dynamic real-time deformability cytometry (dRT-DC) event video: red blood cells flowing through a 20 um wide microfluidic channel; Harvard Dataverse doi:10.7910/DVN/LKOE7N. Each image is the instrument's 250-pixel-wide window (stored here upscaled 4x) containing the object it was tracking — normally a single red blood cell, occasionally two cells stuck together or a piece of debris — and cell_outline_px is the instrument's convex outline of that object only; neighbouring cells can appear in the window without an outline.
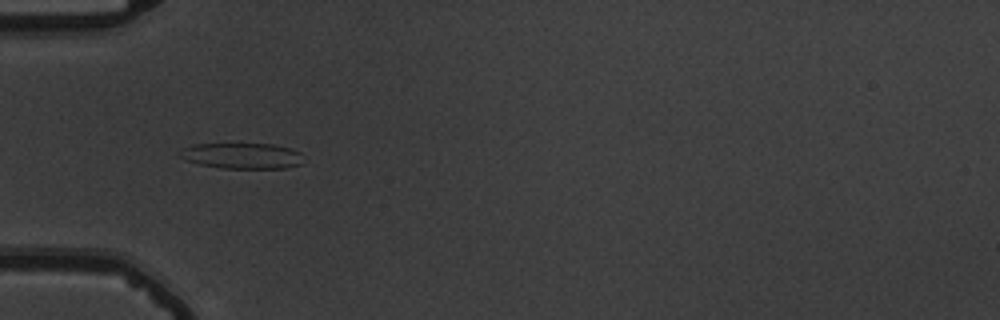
{"species": "common noctule bat (a hibernating species)", "species_latin": "Nyctalus noctula", "temperature_condition": "warm", "stored_images_in_passage": 38, "camera_frame_rate_fps": 3000, "um_per_image_px": 0.085, "animal": {"sex": "male", "body_mass_g": 19.5, "forearm_length_mm": 54.6}, "frame": {"image": 1, "passage_image": 2, "time_ms": 0.333, "image_size_px": [1000, 320], "cell_outline_px": [[304, 164], [284, 168], [220, 168], [200, 164], [184, 160], [176, 152], [192, 144], [272, 144], [288, 148], [300, 152]], "centroid_in_image_um": [20.55, 13.25], "position_along_channel_um": 64.5, "area_um2": 18.61}}
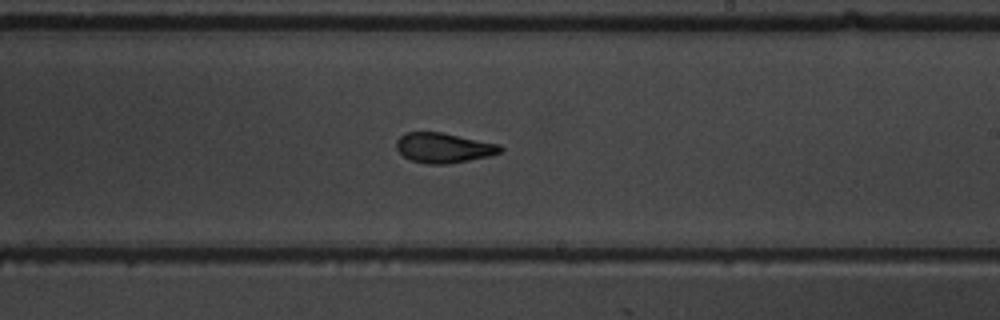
{"frame": {"image": 2, "passage_image": 17, "time_ms": 5.333, "image_size_px": [1000, 320], "cell_outline_px": [[504, 148], [500, 152], [488, 156], [448, 164], [428, 164], [412, 160], [404, 156], [396, 148], [396, 140], [404, 132], [440, 132], [500, 144]], "centroid_in_image_um": [37.69, 12.56], "position_along_channel_um": 251.3, "area_um2": 18.03}}
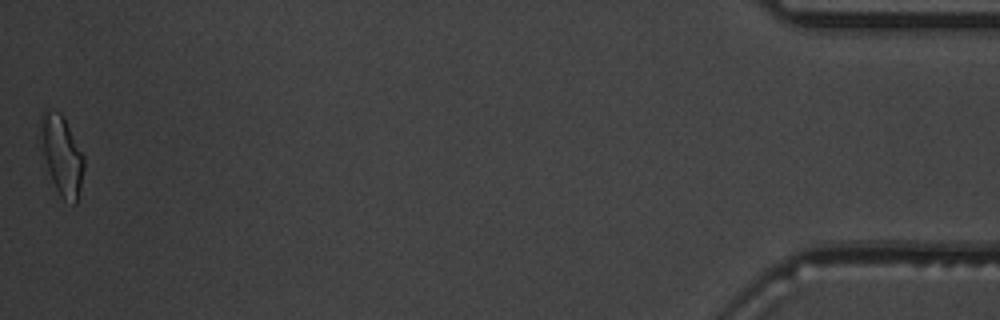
{"frame": {"image": 3, "passage_image": 38, "time_ms": 12.333, "image_size_px": [1000, 320], "cell_outline_px": [[84, 168], [76, 204], [72, 204], [64, 200], [60, 196], [52, 180], [48, 168], [44, 152], [40, 116], [48, 108], [60, 112], [84, 156]], "centroid_in_image_um": [5.28, 13.21], "position_along_channel_um": 429.9, "area_um2": 19.19}, "authors_computed_cell_mechanics": {"area_um2": 18.4671, "velocity_mm_per_s": 3.7921, "shape_relaxation_time_tau1_ms": 5.3466, "shape_relaxation_time_tau2_ms": 2.062, "deformation_change_tau1": 0.1586, "deformation_change_tau2": 0.1003}}